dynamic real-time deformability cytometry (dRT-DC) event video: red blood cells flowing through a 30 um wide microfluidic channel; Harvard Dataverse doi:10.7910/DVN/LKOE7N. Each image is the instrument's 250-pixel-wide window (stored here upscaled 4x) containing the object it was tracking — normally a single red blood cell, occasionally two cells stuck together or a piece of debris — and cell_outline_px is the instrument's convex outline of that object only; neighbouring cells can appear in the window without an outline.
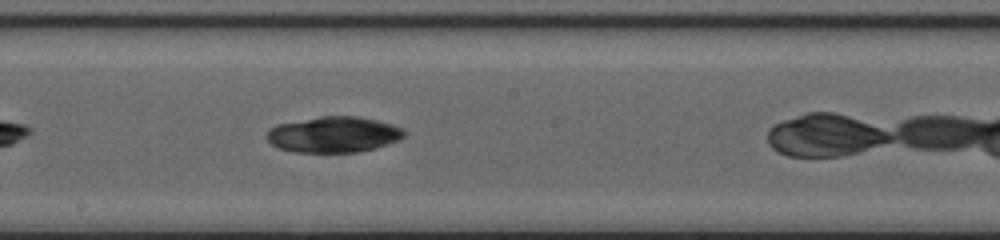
{"species": "common noctule bat (a hibernating species)", "species_latin": "Nyctalus noctula", "temperature_condition": "cold", "stored_images_in_passage": 26, "camera_frame_rate_fps": 3000, "um_per_image_px": 0.085, "animal": {"sex": "female", "body_mass_g": 20.0, "forearm_length_mm": 54.0}, "frame": {"image": 1, "passage_image": 12, "time_ms": 3.667, "image_size_px": [1000, 240], "cell_outline_px": [[404, 136], [400, 140], [376, 148], [356, 152], [292, 152], [280, 148], [272, 144], [268, 140], [268, 128], [276, 124], [320, 116], [360, 116], [392, 124], [404, 128]], "centroid_in_image_um": [28.37, 11.43], "position_along_channel_um": 219.8, "area_um2": 28.84}}